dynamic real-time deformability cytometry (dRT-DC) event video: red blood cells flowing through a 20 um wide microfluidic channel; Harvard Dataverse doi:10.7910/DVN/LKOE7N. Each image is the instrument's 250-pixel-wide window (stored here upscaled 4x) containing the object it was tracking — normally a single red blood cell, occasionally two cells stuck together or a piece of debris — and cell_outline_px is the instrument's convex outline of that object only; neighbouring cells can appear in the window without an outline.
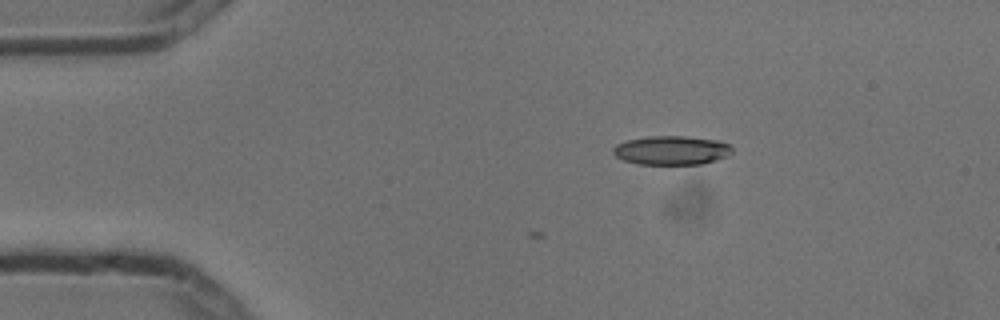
{"species": "common noctule bat (a hibernating species)", "species_latin": "Nyctalus noctula", "temperature_condition": "cold", "stored_images_in_passage": 3, "camera_frame_rate_fps": 3000, "um_per_image_px": 0.085, "animal": {"sex": "male", "body_mass_g": 13.3}, "frame": {"image": 1, "passage_image": 3, "time_ms": 0.667, "image_size_px": [1000, 320], "cell_outline_px": [[732, 152], [728, 156], [716, 160], [700, 164], [636, 164], [624, 160], [616, 156], [612, 152], [612, 148], [616, 144], [628, 140], [652, 136], [684, 136], [716, 140], [728, 144], [732, 148]], "centroid_in_image_um": [57.07, 12.78], "position_along_channel_um": 27.9, "area_um2": 20.0}}